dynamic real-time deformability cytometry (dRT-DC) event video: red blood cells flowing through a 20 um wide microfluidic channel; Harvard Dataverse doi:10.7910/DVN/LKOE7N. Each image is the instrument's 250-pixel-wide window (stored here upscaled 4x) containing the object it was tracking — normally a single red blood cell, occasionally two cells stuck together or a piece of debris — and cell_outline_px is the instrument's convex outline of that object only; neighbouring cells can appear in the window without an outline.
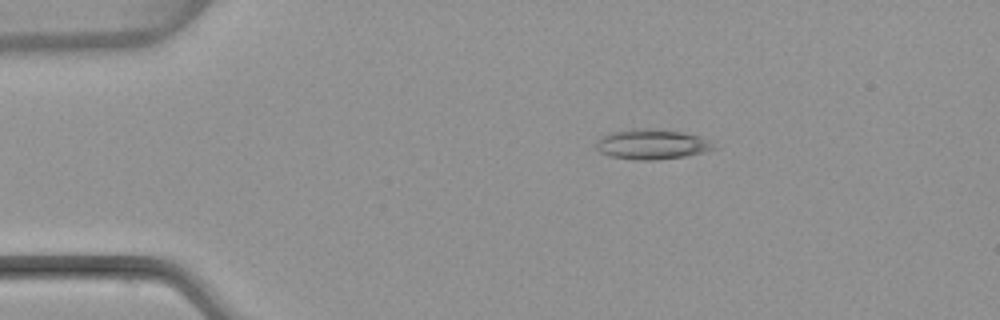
{"species": "common noctule bat (a hibernating species)", "species_latin": "Nyctalus noctula", "temperature_condition": "warm", "stored_images_in_passage": 50, "camera_frame_rate_fps": 3000, "um_per_image_px": 0.085, "animal": {"sex": "female", "body_mass_g": 22.7, "forearm_length_mm": 54.2}, "frame": {"image": 1, "passage_image": 10, "time_ms": 3.0, "image_size_px": [1000, 320], "cell_outline_px": [[720, 148], [704, 152], [684, 156], [656, 160], [644, 160], [612, 156], [600, 152], [596, 148], [596, 140], [600, 136], [612, 132], [628, 128], [648, 128], [684, 132], [700, 136]], "centroid_in_image_um": [55.41, 12.24], "position_along_channel_um": 29.6, "area_um2": 20.69}}
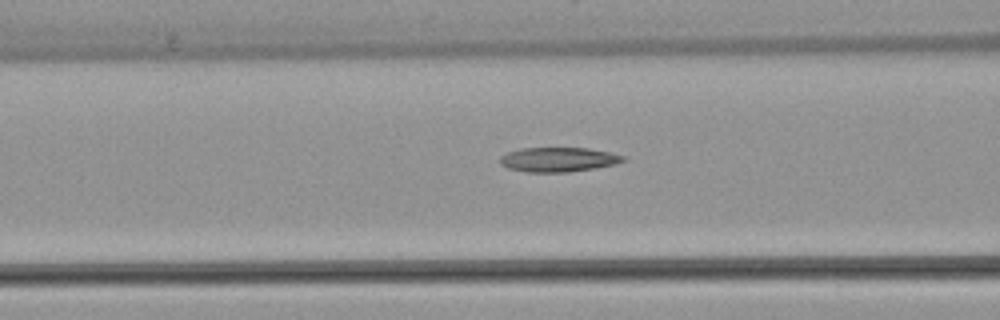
{"frame": {"image": 2, "passage_image": 21, "time_ms": 6.667, "image_size_px": [1000, 320], "cell_outline_px": [[628, 160], [616, 164], [568, 172], [528, 172], [508, 168], [500, 164], [500, 156], [508, 152], [520, 148], [588, 148], [608, 152], [624, 156]], "centroid_in_image_um": [47.45, 13.56], "position_along_channel_um": 119.1, "area_um2": 17.51}}
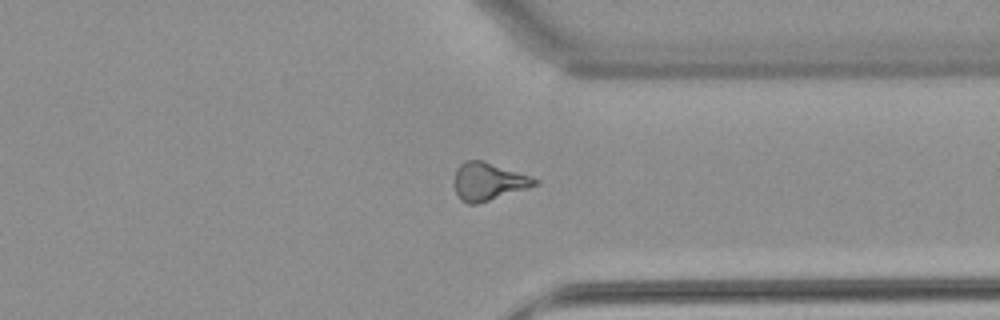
{"frame": {"image": 3, "passage_image": 40, "time_ms": 13.0, "image_size_px": [1000, 320], "cell_outline_px": [[540, 184], [528, 188], [476, 204], [468, 204], [460, 200], [452, 184], [456, 168], [464, 160], [480, 160], [532, 176], [540, 180]], "centroid_in_image_um": [41.49, 15.43], "position_along_channel_um": 369.9, "area_um2": 17.86}}